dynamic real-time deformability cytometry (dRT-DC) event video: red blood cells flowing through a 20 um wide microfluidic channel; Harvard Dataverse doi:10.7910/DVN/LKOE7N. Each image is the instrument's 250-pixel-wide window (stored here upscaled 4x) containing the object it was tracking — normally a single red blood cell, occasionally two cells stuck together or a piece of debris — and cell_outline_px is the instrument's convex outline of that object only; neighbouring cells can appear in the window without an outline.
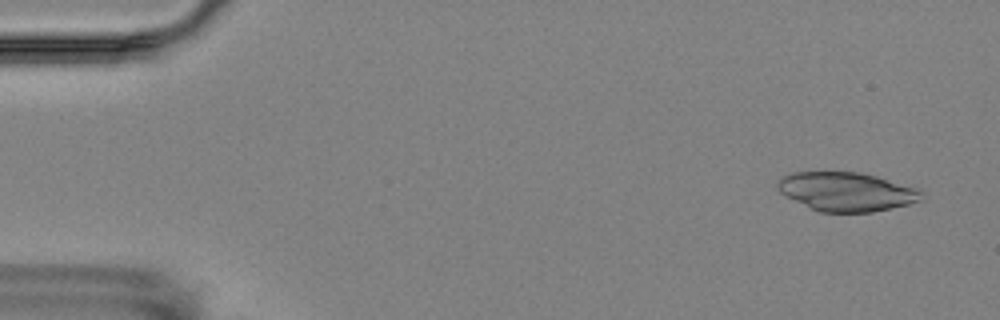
{"species": "Egyptian fruit bat (a non-hibernating species)", "species_latin": "Rousettus aegyptiacus", "temperature_condition": "room temperature", "stored_images_in_passage": 16, "camera_frame_rate_fps": 3000, "um_per_image_px": 0.085, "animal": {"sex": "female"}, "frame": {"image": 1, "passage_image": 1, "time_ms": 0.0, "image_size_px": [1000, 320], "cell_outline_px": [[924, 196], [920, 200], [908, 204], [872, 212], [820, 212], [780, 192], [776, 188], [776, 184], [784, 176], [792, 172], [860, 172], [876, 176], [920, 188], [924, 192]], "centroid_in_image_um": [72.01, 16.28], "position_along_channel_um": 13.0, "area_um2": 32.43}}